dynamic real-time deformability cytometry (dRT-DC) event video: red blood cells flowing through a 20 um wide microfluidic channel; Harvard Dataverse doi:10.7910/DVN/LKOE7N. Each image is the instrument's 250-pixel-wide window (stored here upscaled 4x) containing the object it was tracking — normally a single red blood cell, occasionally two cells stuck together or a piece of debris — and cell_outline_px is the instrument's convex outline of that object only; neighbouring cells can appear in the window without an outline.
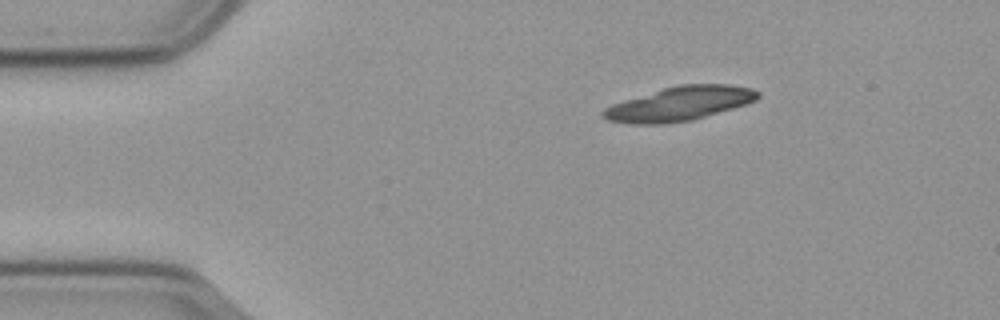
{"species": "common noctule bat (a hibernating species)", "species_latin": "Nyctalus noctula", "temperature_condition": "cold", "stored_images_in_passage": 12, "camera_frame_rate_fps": 3000, "um_per_image_px": 0.085, "animal": {"sex": "male", "body_mass_g": 23.1, "forearm_length_mm": 52.7}, "frame": {"image": 1, "passage_image": 1, "time_ms": 0.0, "image_size_px": [1000, 320], "cell_outline_px": [[760, 96], [756, 100], [732, 108], [692, 120], [668, 124], [628, 124], [608, 120], [600, 112], [604, 108], [612, 104], [624, 100], [676, 84], [728, 84], [752, 88], [760, 92]], "centroid_in_image_um": [57.75, 8.81], "position_along_channel_um": 27.3, "area_um2": 30.75}}